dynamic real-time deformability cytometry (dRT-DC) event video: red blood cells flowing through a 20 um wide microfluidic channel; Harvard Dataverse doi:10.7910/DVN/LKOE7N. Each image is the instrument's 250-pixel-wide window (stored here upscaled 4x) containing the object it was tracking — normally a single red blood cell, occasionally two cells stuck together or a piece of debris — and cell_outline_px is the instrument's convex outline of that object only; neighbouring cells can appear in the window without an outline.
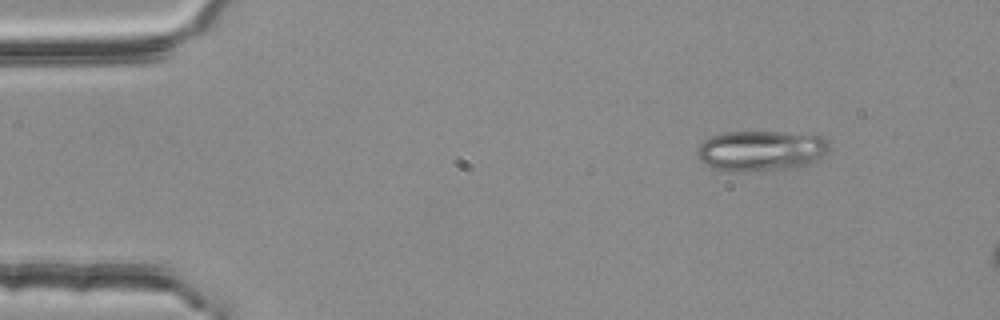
{"species": "common noctule bat (a hibernating species)", "species_latin": "Nyctalus noctula", "temperature_condition": "room temperature", "stored_images_in_passage": 10, "camera_frame_rate_fps": 3000, "um_per_image_px": 0.085, "animal": {"sex": "female", "body_mass_g": 25.1}, "frame": {"image": 1, "passage_image": 1, "time_ms": 0.0, "image_size_px": [1000, 320], "cell_outline_px": [[828, 148], [816, 160], [808, 164], [796, 168], [728, 172], [712, 168], [704, 164], [700, 160], [696, 152], [696, 148], [704, 140], [712, 136], [728, 132], [776, 132], [820, 136], [828, 140]], "centroid_in_image_um": [64.61, 12.82], "position_along_channel_um": 20.4, "area_um2": 30.92}}